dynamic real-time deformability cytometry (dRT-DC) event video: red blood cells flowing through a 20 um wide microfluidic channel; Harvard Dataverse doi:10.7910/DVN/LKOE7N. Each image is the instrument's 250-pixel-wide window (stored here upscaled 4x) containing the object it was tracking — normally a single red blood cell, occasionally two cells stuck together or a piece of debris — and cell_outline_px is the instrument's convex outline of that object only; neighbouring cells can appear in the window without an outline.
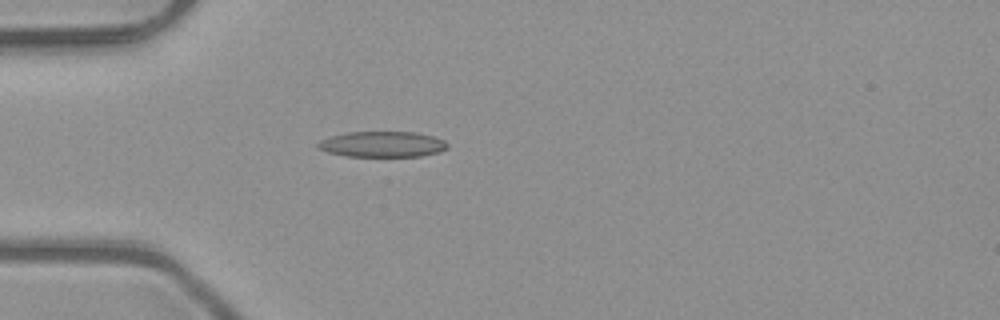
{"species": "common noctule bat (a hibernating species)", "species_latin": "Nyctalus noctula", "temperature_condition": "room temperature", "stored_images_in_passage": 1, "camera_frame_rate_fps": 3000, "um_per_image_px": 0.085, "animal": {"sex": "male", "body_mass_g": 23.1, "forearm_length_mm": 52.7}, "frame": {"image": 1, "passage_image": 1, "time_ms": 0.0, "image_size_px": [1000, 320], "cell_outline_px": [[448, 148], [440, 152], [420, 156], [344, 156], [328, 152], [316, 148], [316, 144], [320, 140], [332, 136], [348, 132], [412, 132], [432, 136], [444, 140], [448, 144]], "centroid_in_image_um": [32.49, 12.26], "position_along_channel_um": 52.5, "area_um2": 19.36}}